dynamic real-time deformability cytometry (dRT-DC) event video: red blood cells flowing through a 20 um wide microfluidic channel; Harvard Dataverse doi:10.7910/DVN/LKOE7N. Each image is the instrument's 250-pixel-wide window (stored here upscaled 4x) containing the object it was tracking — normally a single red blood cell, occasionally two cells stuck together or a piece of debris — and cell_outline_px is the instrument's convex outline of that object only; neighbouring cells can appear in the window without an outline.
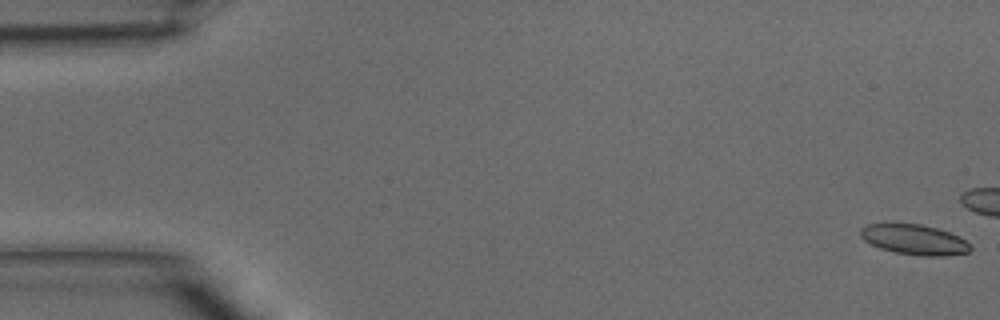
{"species": "common noctule bat (a hibernating species)", "species_latin": "Nyctalus noctula", "temperature_condition": "warm", "stored_images_in_passage": 11, "camera_frame_rate_fps": 3000, "um_per_image_px": 0.085, "animal": {"sex": "male", "body_mass_g": 15.6}, "frame": {"image": 1, "passage_image": 1, "time_ms": 0.0, "image_size_px": [1000, 320], "cell_outline_px": [[972, 248], [968, 252], [944, 256], [920, 256], [896, 252], [880, 248], [864, 240], [860, 236], [860, 228], [868, 224], [920, 224], [940, 228], [964, 240]], "centroid_in_image_um": [77.7, 20.37], "position_along_channel_um": 7.3, "area_um2": 19.13}}